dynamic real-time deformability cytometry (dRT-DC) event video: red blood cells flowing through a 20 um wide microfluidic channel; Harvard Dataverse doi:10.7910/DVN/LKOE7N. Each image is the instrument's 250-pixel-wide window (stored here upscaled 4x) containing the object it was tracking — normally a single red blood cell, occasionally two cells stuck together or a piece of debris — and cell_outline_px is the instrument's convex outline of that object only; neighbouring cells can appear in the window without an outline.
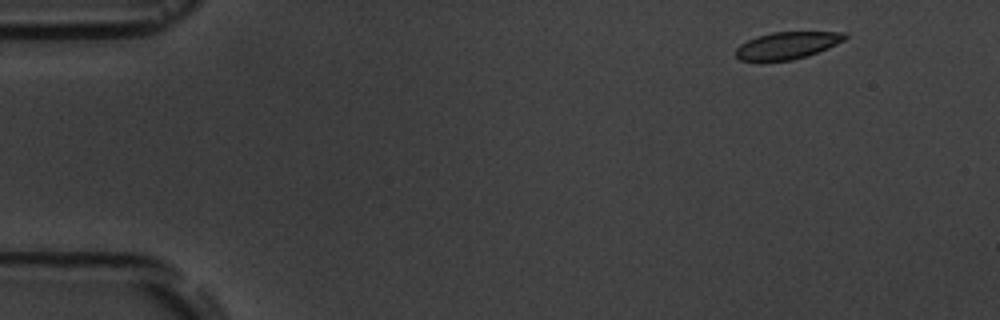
{"species": "common noctule bat (a hibernating species)", "species_latin": "Nyctalus noctula", "temperature_condition": "room temperature", "stored_images_in_passage": 5, "camera_frame_rate_fps": 3000, "um_per_image_px": 0.085, "animal": {"sex": "male", "body_mass_g": 19.5, "forearm_length_mm": 54.6}, "frame": {"image": 1, "passage_image": 1, "time_ms": 0.0, "image_size_px": [1000, 320], "cell_outline_px": [[848, 36], [844, 40], [828, 48], [808, 56], [792, 60], [740, 60], [736, 56], [736, 48], [740, 44], [756, 36], [772, 32], [844, 32]], "centroid_in_image_um": [66.92, 3.85], "position_along_channel_um": 18.1, "area_um2": 17.11}}